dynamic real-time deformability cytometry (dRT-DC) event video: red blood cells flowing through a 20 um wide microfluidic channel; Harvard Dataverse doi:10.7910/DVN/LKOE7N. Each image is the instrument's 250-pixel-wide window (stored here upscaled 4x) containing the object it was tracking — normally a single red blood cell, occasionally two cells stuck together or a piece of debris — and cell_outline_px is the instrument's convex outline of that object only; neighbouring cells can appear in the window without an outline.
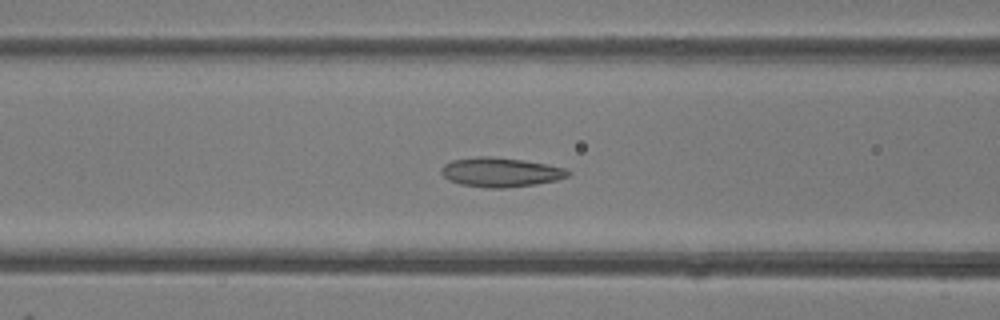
{"species": "common noctule bat (a hibernating species)", "species_latin": "Nyctalus noctula", "temperature_condition": "room temperature", "stored_images_in_passage": 36, "camera_frame_rate_fps": 3000, "um_per_image_px": 0.085, "animal": {"sex": "female"}, "frame": {"image": 1, "passage_image": 6, "time_ms": 1.667, "image_size_px": [1000, 320], "cell_outline_px": [[572, 172], [568, 176], [556, 180], [536, 184], [508, 188], [484, 188], [460, 184], [448, 180], [440, 172], [440, 168], [444, 164], [452, 160], [476, 156], [492, 156], [524, 160], [548, 164], [564, 168]], "centroid_in_image_um": [42.53, 14.64], "position_along_channel_um": 124.1, "area_um2": 21.96}}
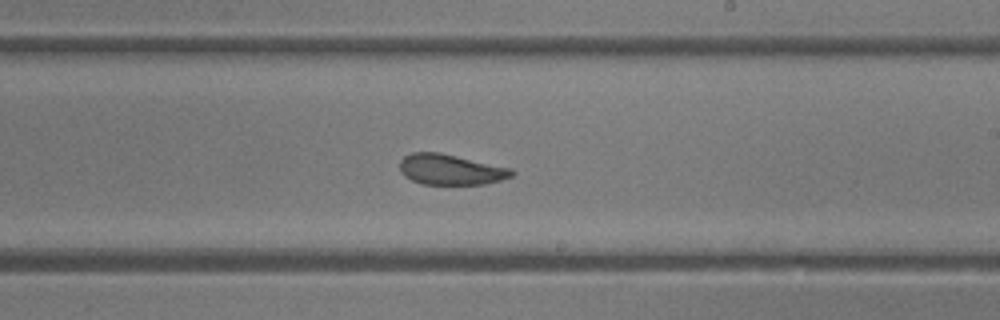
{"frame": {"image": 2, "passage_image": 15, "time_ms": 4.667, "image_size_px": [1000, 320], "cell_outline_px": [[516, 172], [512, 176], [500, 180], [484, 184], [424, 184], [412, 180], [404, 176], [400, 172], [400, 160], [404, 156], [412, 152], [440, 152], [512, 168]], "centroid_in_image_um": [38.3, 14.4], "position_along_channel_um": 250.7, "area_um2": 20.0}}
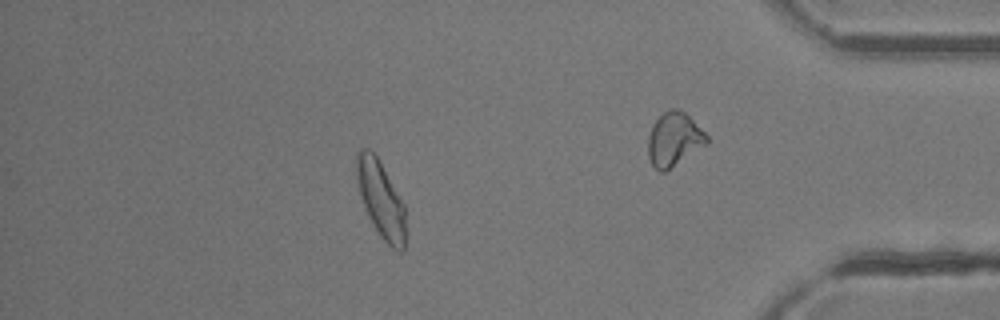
{"frame": {"image": 3, "passage_image": 29, "time_ms": 9.333, "image_size_px": [1000, 320], "cell_outline_px": [[404, 252], [396, 252], [380, 236], [368, 216], [360, 192], [356, 176], [356, 152], [360, 148], [368, 148], [376, 156], [404, 204]], "centroid_in_image_um": [32.36, 16.95], "position_along_channel_um": 402.8, "area_um2": 21.39}, "authors_computed_cell_mechanics": {"area_um2": 21.097, "velocity_mm_per_s": 4.228, "shape_relaxation_time_tau1_ms": null, "shape_relaxation_time_tau2_ms": 1.905, "deformation_change_tau1": null, "deformation_change_tau2": 0.0772}}